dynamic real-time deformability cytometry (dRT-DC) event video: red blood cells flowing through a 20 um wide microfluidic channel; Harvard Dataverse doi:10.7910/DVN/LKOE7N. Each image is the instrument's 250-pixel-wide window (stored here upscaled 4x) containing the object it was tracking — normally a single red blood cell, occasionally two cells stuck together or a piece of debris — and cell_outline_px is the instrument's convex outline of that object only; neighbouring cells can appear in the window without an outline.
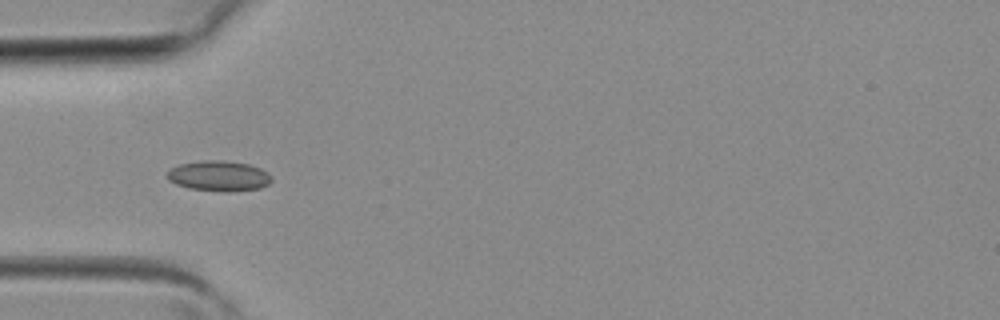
{"species": "common noctule bat (a hibernating species)", "species_latin": "Nyctalus noctula", "temperature_condition": "room temperature", "stored_images_in_passage": 4, "camera_frame_rate_fps": 3000, "um_per_image_px": 0.085, "animal": {"sex": "female", "body_mass_g": 19.3, "forearm_length_mm": 54.1}, "frame": {"image": 1, "passage_image": 3, "time_ms": 0.667, "image_size_px": [1000, 320], "cell_outline_px": [[272, 180], [268, 184], [260, 188], [232, 192], [224, 192], [188, 188], [176, 184], [168, 180], [168, 172], [172, 168], [180, 164], [200, 160], [224, 160], [248, 164], [260, 168], [268, 172], [272, 176]], "centroid_in_image_um": [18.63, 14.96], "position_along_channel_um": 66.4, "area_um2": 18.61}}
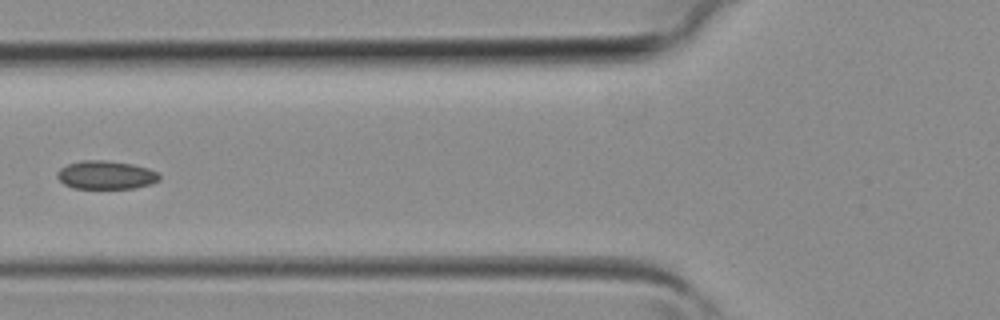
{"frame": {"image": 2, "passage_image": 4, "time_ms": 1.0, "image_size_px": [1000, 320], "cell_outline_px": [[160, 180], [152, 184], [136, 188], [72, 188], [64, 184], [56, 176], [56, 172], [60, 168], [68, 164], [80, 160], [108, 160], [132, 164], [148, 168], [160, 172]], "centroid_in_image_um": [9.03, 14.87], "position_along_channel_um": 116.8, "area_um2": 17.17}}